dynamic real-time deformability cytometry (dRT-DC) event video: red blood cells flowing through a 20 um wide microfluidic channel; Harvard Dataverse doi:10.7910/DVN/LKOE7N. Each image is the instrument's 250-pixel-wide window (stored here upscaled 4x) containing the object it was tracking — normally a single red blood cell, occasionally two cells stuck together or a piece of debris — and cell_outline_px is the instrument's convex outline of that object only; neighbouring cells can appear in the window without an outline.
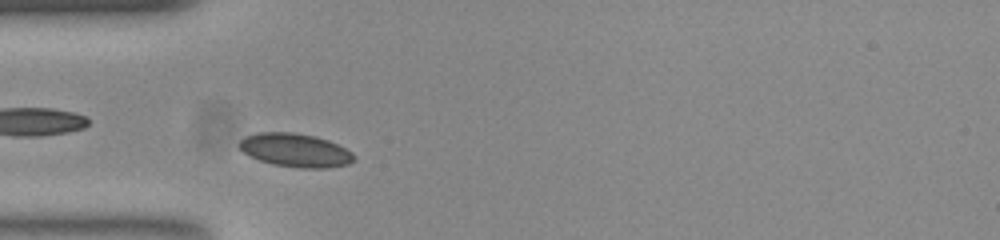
{"species": "common noctule bat (a hibernating species)", "species_latin": "Nyctalus noctula", "temperature_condition": "room temperature", "stored_images_in_passage": 40, "camera_frame_rate_fps": 3000, "um_per_image_px": 0.085, "animal": {"sex": "female", "body_mass_g": 23.0, "forearm_length_mm": 53.4}, "frame": {"image": 1, "passage_image": 5, "time_ms": 1.333, "image_size_px": [1000, 240], "cell_outline_px": [[356, 156], [348, 164], [328, 168], [300, 168], [272, 164], [260, 160], [244, 152], [240, 148], [240, 140], [244, 136], [256, 132], [292, 132], [316, 136], [328, 140], [352, 152]], "centroid_in_image_um": [25.1, 12.76], "position_along_channel_um": 59.9, "area_um2": 22.31}}
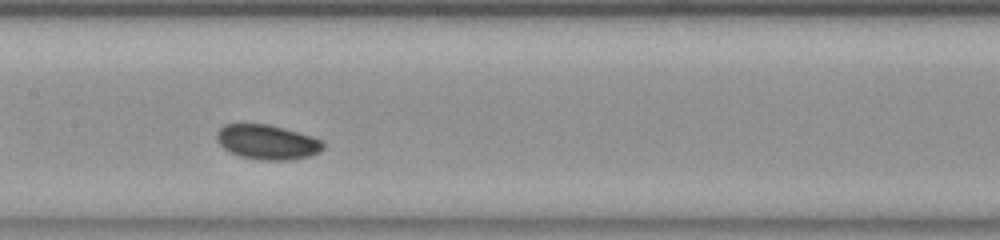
{"frame": {"image": 2, "passage_image": 15, "time_ms": 4.667, "image_size_px": [1000, 240], "cell_outline_px": [[324, 148], [320, 152], [308, 156], [288, 160], [264, 160], [240, 156], [224, 148], [216, 140], [216, 132], [224, 124], [268, 124], [284, 128], [312, 136], [320, 140], [324, 144]], "centroid_in_image_um": [22.71, 12.07], "position_along_channel_um": 184.7, "area_um2": 21.39}}
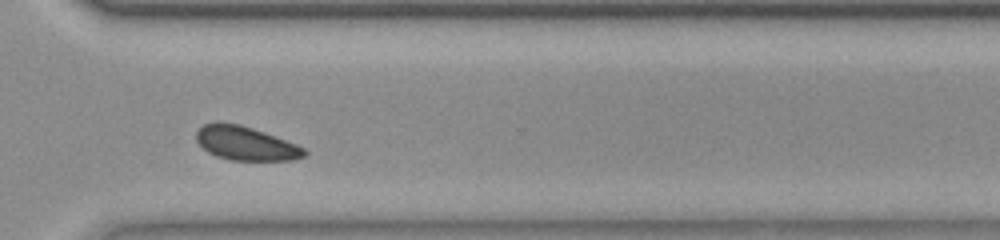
{"frame": {"image": 3, "passage_image": 28, "time_ms": 9.0, "image_size_px": [1000, 240], "cell_outline_px": [[308, 152], [304, 156], [292, 160], [232, 160], [216, 156], [208, 152], [196, 140], [196, 132], [204, 124], [240, 124], [264, 132], [296, 144], [304, 148]], "centroid_in_image_um": [20.91, 12.21], "position_along_channel_um": 349.7, "area_um2": 20.81}, "authors_computed_cell_mechanics": {"area_um2": 21.3571, "velocity_mm_per_s": 3.8054, "shape_relaxation_time_tau1_ms": 3.0332, "shape_relaxation_time_tau2_ms": null, "deformation_change_tau1": 0.0497, "deformation_change_tau2": null}}